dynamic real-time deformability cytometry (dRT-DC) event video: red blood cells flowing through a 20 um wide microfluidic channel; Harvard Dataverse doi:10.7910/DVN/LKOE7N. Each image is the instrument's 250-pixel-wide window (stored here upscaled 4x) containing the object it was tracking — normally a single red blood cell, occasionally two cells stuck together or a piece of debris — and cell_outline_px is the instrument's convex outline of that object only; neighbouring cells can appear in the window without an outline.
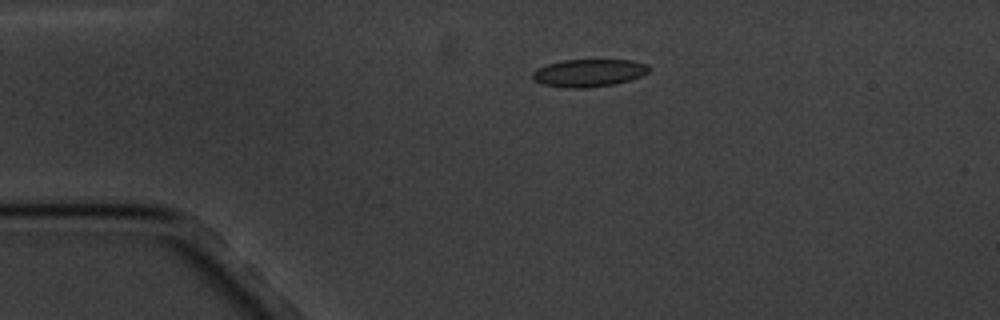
{"species": "common noctule bat (a hibernating species)", "species_latin": "Nyctalus noctula", "temperature_condition": "cold", "stored_images_in_passage": 12, "camera_frame_rate_fps": 3000, "um_per_image_px": 0.085, "animal": {"sex": "male", "body_mass_g": 20.1, "forearm_length_mm": 53.5}, "frame": {"image": 1, "passage_image": 4, "time_ms": 3.333, "image_size_px": [1000, 320], "cell_outline_px": [[652, 68], [648, 72], [640, 76], [616, 84], [588, 88], [564, 88], [540, 84], [532, 80], [532, 72], [548, 64], [560, 60], [632, 60], [648, 64]], "centroid_in_image_um": [50.04, 6.2], "position_along_channel_um": 35.0, "area_um2": 18.96}}
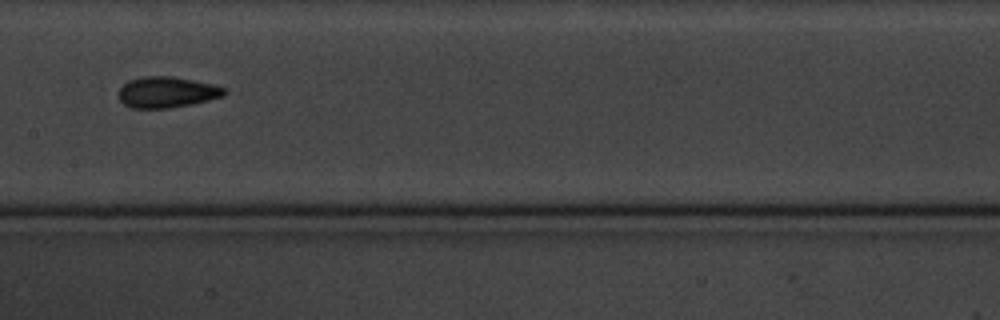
{"frame": {"image": 2, "passage_image": 9, "time_ms": 9.0, "image_size_px": [1000, 320], "cell_outline_px": [[228, 92], [224, 96], [192, 104], [168, 108], [132, 108], [124, 104], [120, 100], [116, 92], [128, 80], [144, 76], [172, 76], [212, 84], [228, 88]], "centroid_in_image_um": [14.19, 7.83], "position_along_channel_um": 193.2, "area_um2": 19.25}}
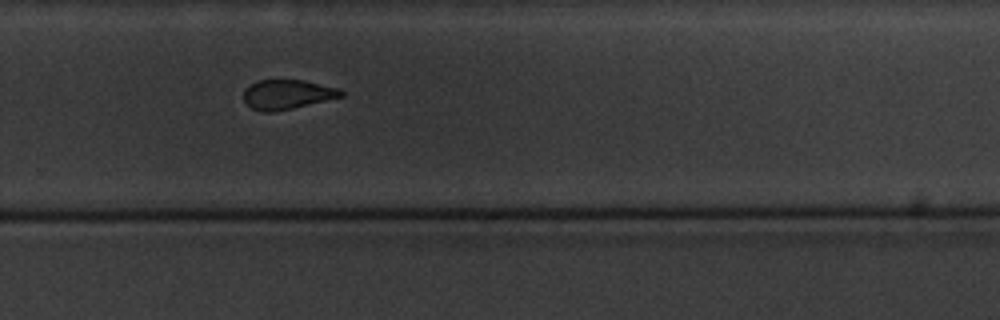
{"frame": {"image": 3, "passage_image": 12, "time_ms": 12.333, "image_size_px": [1000, 320], "cell_outline_px": [[344, 96], [292, 108], [272, 112], [264, 112], [252, 108], [244, 100], [244, 88], [248, 84], [256, 80], [304, 80], [340, 88], [344, 92]], "centroid_in_image_um": [24.41, 8.01], "position_along_channel_um": 305.4, "area_um2": 16.82}}